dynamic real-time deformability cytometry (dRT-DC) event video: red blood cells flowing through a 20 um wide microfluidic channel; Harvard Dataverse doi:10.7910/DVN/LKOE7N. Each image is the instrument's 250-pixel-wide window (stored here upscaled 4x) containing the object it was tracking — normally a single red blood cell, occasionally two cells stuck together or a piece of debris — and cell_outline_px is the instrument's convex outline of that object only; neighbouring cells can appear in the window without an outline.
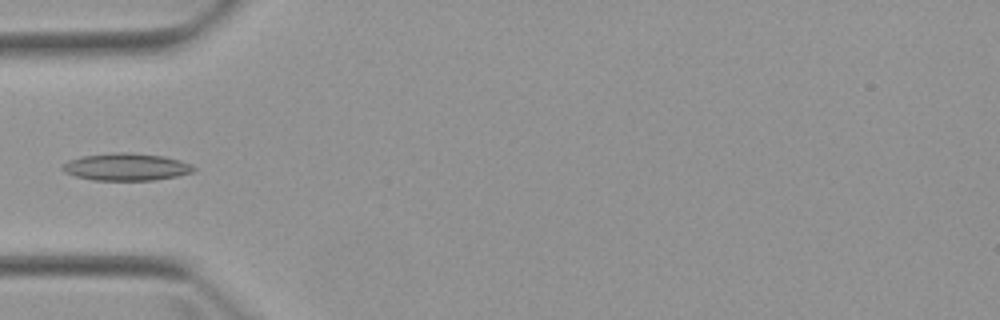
{"species": "Egyptian fruit bat (a non-hibernating species)", "species_latin": "Rousettus aegyptiacus", "temperature_condition": "warm", "stored_images_in_passage": 5, "camera_frame_rate_fps": 3000, "um_per_image_px": 0.085, "animal": {"sex": "female"}, "frame": {"image": 1, "passage_image": 5, "time_ms": 4.667, "image_size_px": [1000, 320], "cell_outline_px": [[196, 168], [192, 172], [176, 176], [156, 180], [92, 180], [76, 176], [64, 172], [60, 168], [68, 160], [80, 156], [112, 152], [128, 152], [164, 156], [180, 160], [192, 164]], "centroid_in_image_um": [10.72, 14.18], "position_along_channel_um": 74.3, "area_um2": 21.04}}